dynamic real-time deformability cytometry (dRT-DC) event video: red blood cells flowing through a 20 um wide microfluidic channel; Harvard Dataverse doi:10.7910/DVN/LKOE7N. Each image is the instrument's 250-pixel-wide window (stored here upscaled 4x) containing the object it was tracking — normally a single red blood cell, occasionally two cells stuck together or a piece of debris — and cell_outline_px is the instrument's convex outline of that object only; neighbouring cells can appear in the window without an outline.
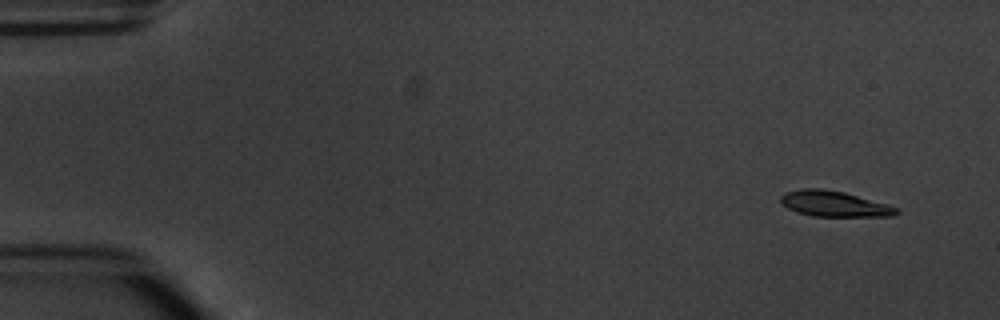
{"species": "common noctule bat (a hibernating species)", "species_latin": "Nyctalus noctula", "temperature_condition": "warm", "stored_images_in_passage": 5, "camera_frame_rate_fps": 3000, "um_per_image_px": 0.085, "animal": {"sex": "male", "body_mass_g": 20.1, "forearm_length_mm": 53.5}, "frame": {"image": 1, "passage_image": 1, "time_ms": 0.0, "image_size_px": [1000, 320], "cell_outline_px": [[900, 212], [896, 216], [812, 216], [796, 212], [788, 208], [780, 200], [780, 196], [784, 192], [800, 188], [820, 188], [844, 192], [888, 204], [900, 208]], "centroid_in_image_um": [70.93, 17.32], "position_along_channel_um": 14.1, "area_um2": 17.46}}
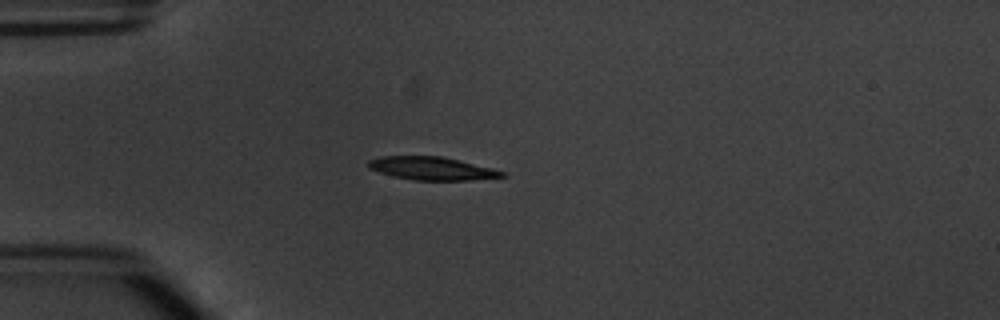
{"frame": {"image": 2, "passage_image": 4, "time_ms": 3.667, "image_size_px": [1000, 320], "cell_outline_px": [[508, 176], [468, 180], [412, 180], [392, 176], [368, 168], [368, 160], [380, 156], [444, 156], [492, 168], [504, 172]], "centroid_in_image_um": [36.69, 14.31], "position_along_channel_um": 48.3, "area_um2": 18.03}}